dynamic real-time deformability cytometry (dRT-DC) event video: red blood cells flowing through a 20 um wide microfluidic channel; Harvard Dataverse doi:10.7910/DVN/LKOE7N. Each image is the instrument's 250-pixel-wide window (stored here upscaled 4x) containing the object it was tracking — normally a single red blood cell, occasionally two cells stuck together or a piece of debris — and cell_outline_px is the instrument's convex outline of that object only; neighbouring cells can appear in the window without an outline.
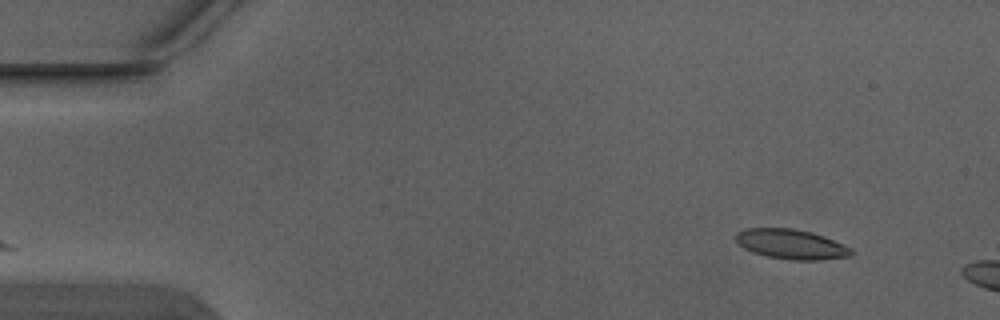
{"species": "Egyptian fruit bat (a non-hibernating species)", "species_latin": "Rousettus aegyptiacus", "temperature_condition": "warm", "stored_images_in_passage": 2, "camera_frame_rate_fps": 3000, "um_per_image_px": 0.085, "animal": {"sex": "male"}, "frame": {"image": 1, "passage_image": 2, "time_ms": 0.333, "image_size_px": [1000, 320], "cell_outline_px": [[852, 252], [848, 256], [816, 260], [792, 260], [768, 256], [752, 252], [744, 248], [736, 240], [736, 232], [748, 228], [792, 228], [812, 232], [824, 236], [852, 248]], "centroid_in_image_um": [67.24, 20.74], "position_along_channel_um": 17.8, "area_um2": 19.83}}